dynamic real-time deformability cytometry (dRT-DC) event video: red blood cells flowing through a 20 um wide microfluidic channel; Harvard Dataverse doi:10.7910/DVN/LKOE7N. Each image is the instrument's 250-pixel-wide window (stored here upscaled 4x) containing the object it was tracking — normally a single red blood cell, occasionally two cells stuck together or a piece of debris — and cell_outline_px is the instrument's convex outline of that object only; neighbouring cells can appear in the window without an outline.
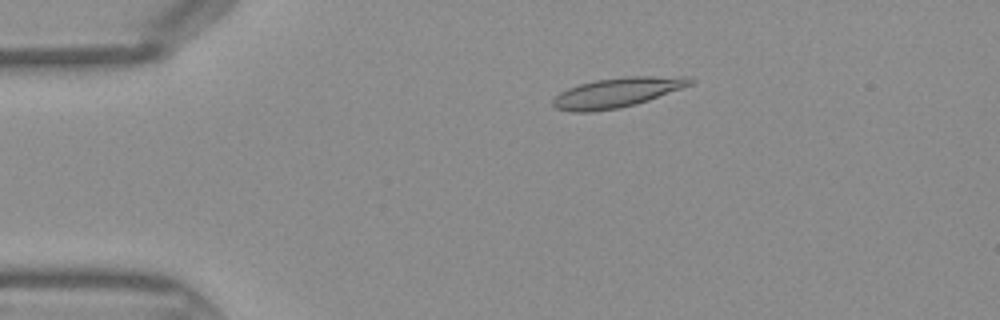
{"species": "Egyptian fruit bat (a non-hibernating species)", "species_latin": "Rousettus aegyptiacus", "temperature_condition": "warm", "stored_images_in_passage": 45, "camera_frame_rate_fps": 3000, "um_per_image_px": 0.085, "frame": {"image": 1, "passage_image": 9, "time_ms": 2.667, "image_size_px": [1000, 320], "cell_outline_px": [[696, 80], [692, 84], [648, 100], [636, 104], [620, 108], [592, 112], [572, 112], [556, 108], [552, 104], [552, 100], [560, 92], [568, 88], [580, 84], [596, 80], [624, 76], [688, 76]], "centroid_in_image_um": [52.46, 7.86], "position_along_channel_um": 32.5, "area_um2": 23.81}}
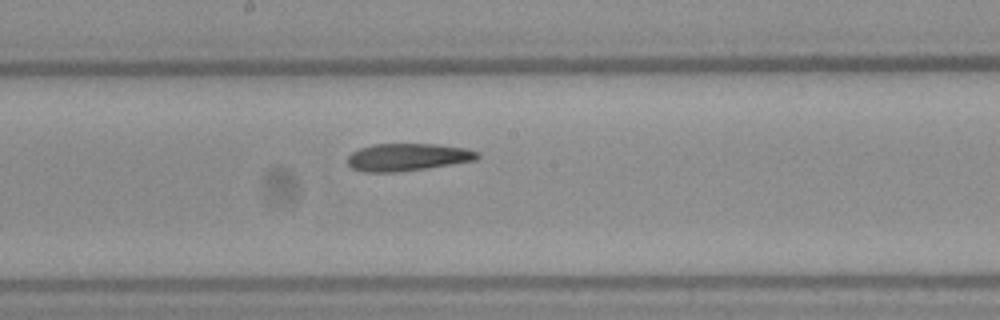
{"frame": {"image": 2, "passage_image": 24, "time_ms": 7.667, "image_size_px": [1000, 320], "cell_outline_px": [[480, 156], [476, 160], [424, 168], [396, 172], [364, 172], [352, 168], [348, 164], [348, 156], [352, 152], [360, 148], [372, 144], [436, 144], [464, 148], [480, 152]], "centroid_in_image_um": [34.63, 13.35], "position_along_channel_um": 213.6, "area_um2": 20.63}}
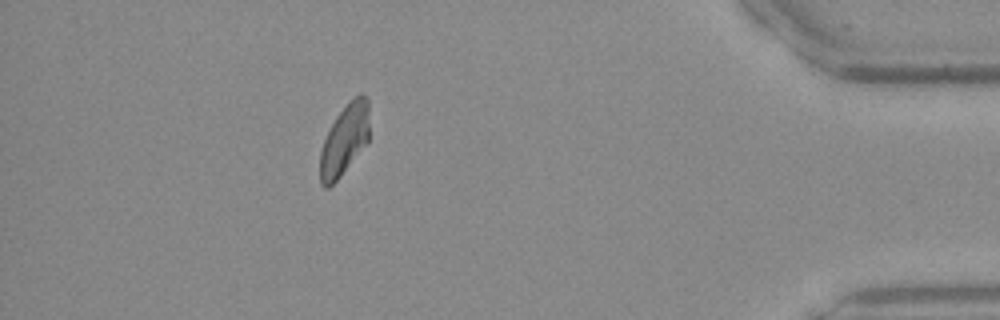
{"frame": {"image": 3, "passage_image": 40, "time_ms": 13.0, "image_size_px": [1000, 320], "cell_outline_px": [[368, 140], [340, 176], [328, 188], [324, 188], [320, 184], [320, 152], [324, 140], [336, 116], [348, 100], [360, 92], [364, 92], [368, 100]], "centroid_in_image_um": [29.27, 11.84], "position_along_channel_um": 405.9, "area_um2": 20.11}}